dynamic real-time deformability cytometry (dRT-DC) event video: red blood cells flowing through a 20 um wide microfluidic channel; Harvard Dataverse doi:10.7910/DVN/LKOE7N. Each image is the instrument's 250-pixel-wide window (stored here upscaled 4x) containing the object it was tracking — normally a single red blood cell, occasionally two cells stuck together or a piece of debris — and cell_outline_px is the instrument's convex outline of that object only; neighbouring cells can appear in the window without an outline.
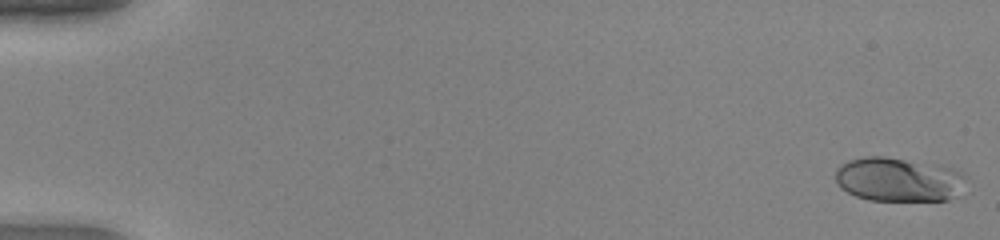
{"species": "human", "species_latin": "Homo sapiens", "temperature_condition": "warm", "stored_images_in_passage": 50, "camera_frame_rate_fps": 3000, "um_per_image_px": 0.085, "donor": {"sex": "female"}, "frame": {"image": 1, "passage_image": 1, "time_ms": 0.0, "image_size_px": [1000, 240], "cell_outline_px": [[968, 176], [952, 196], [948, 200], [868, 200], [856, 196], [840, 188], [836, 180], [836, 168], [840, 164], [848, 160], [864, 156], [884, 156], [940, 164], [956, 168], [964, 172]], "centroid_in_image_um": [76.35, 15.22], "position_along_channel_um": 8.7, "area_um2": 33.76}}
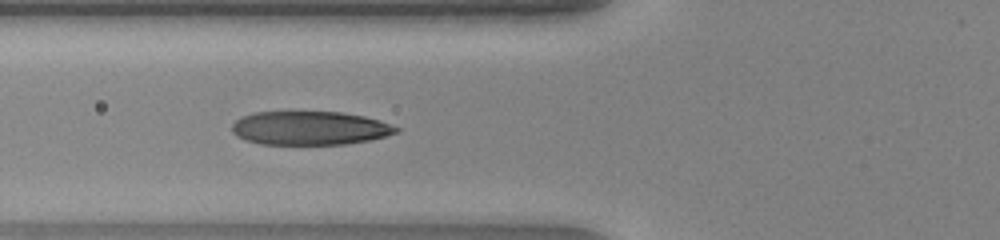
{"frame": {"image": 2, "passage_image": 20, "time_ms": 6.333, "image_size_px": [1000, 240], "cell_outline_px": [[400, 132], [368, 140], [344, 144], [260, 144], [244, 140], [236, 136], [232, 132], [232, 124], [240, 116], [252, 112], [340, 112], [364, 116], [380, 120], [400, 128]], "centroid_in_image_um": [26.3, 10.88], "position_along_channel_um": 99.5, "area_um2": 32.37}}
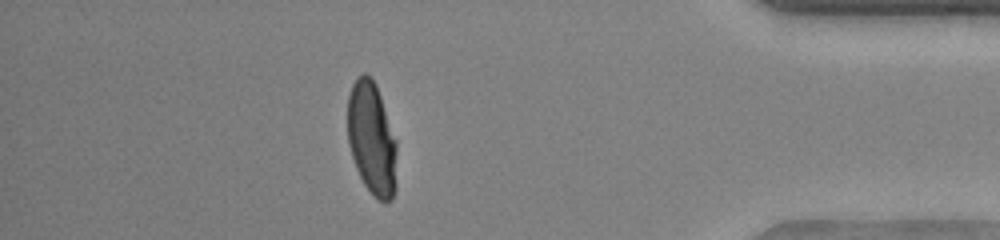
{"frame": {"image": 3, "passage_image": 44, "time_ms": 14.333, "image_size_px": [1000, 240], "cell_outline_px": [[396, 188], [392, 200], [384, 204], [372, 196], [364, 184], [356, 168], [348, 144], [348, 96], [352, 84], [356, 76], [364, 72], [372, 76], [376, 84], [396, 140]], "centroid_in_image_um": [31.6, 11.8], "position_along_channel_um": 403.6, "area_um2": 32.83}, "authors_computed_cell_mechanics": {"area_um2": 32.8304, "velocity_mm_per_s": 4.2277, "shape_relaxation_time_tau1_ms": 4.1436, "shape_relaxation_time_tau2_ms": null, "deformation_change_tau1": 0.2472, "deformation_change_tau2": null}}